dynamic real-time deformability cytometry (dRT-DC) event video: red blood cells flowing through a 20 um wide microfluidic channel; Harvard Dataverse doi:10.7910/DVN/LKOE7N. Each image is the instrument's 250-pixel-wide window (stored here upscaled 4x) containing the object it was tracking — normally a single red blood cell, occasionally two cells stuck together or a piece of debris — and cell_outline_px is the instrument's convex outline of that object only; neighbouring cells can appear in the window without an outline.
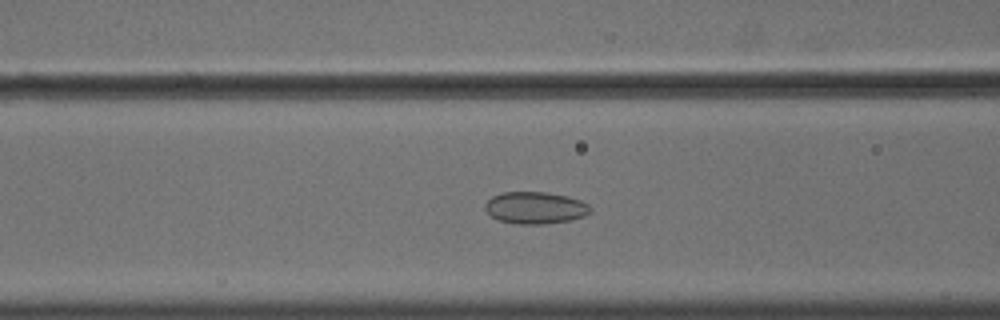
{"species": "common noctule bat (a hibernating species)", "species_latin": "Nyctalus noctula", "temperature_condition": "cold", "stored_images_in_passage": 56, "camera_frame_rate_fps": 3000, "um_per_image_px": 0.085, "animal": {"sex": "male", "body_mass_g": 18.8}, "frame": {"image": 1, "passage_image": 23, "time_ms": 7.333, "image_size_px": [1000, 320], "cell_outline_px": [[592, 212], [584, 216], [572, 220], [544, 224], [520, 224], [500, 220], [492, 216], [484, 208], [484, 204], [492, 196], [500, 192], [544, 192], [568, 196], [580, 200], [588, 204], [592, 208]], "centroid_in_image_um": [45.53, 17.66], "position_along_channel_um": 121.1, "area_um2": 19.71}}
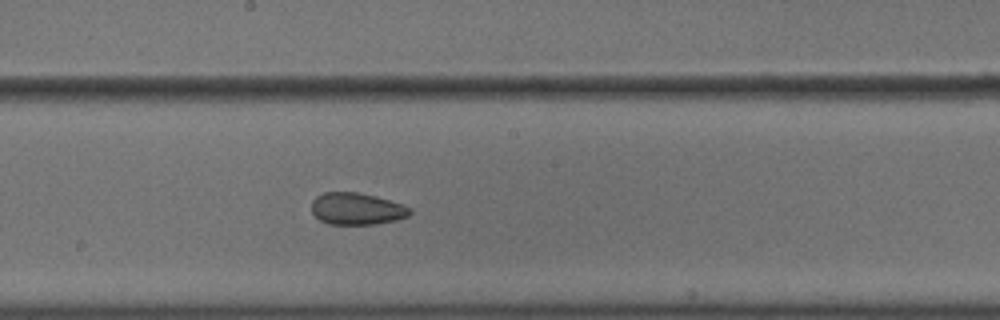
{"frame": {"image": 2, "passage_image": 31, "time_ms": 10.0, "image_size_px": [1000, 320], "cell_outline_px": [[412, 212], [408, 216], [396, 220], [372, 224], [328, 224], [320, 220], [312, 212], [312, 200], [316, 196], [324, 192], [360, 192], [376, 196], [412, 208]], "centroid_in_image_um": [30.31, 17.74], "position_along_channel_um": 217.9, "area_um2": 18.26}}
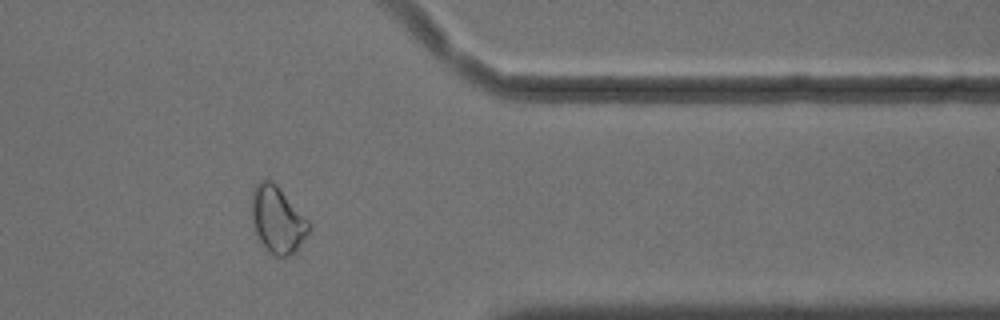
{"frame": {"image": 3, "passage_image": 46, "time_ms": 15.0, "image_size_px": [1000, 320], "cell_outline_px": [[312, 228], [296, 252], [288, 256], [276, 256], [260, 240], [256, 232], [252, 220], [252, 188], [260, 180], [268, 180], [276, 184], [312, 224]], "centroid_in_image_um": [23.62, 18.66], "position_along_channel_um": 387.8, "area_um2": 22.02}, "authors_computed_cell_mechanics": {"area_um2": 21.6172, "velocity_mm_per_s": 3.6185, "shape_relaxation_time_tau1_ms": null, "shape_relaxation_time_tau2_ms": 2.1486, "deformation_change_tau1": null, "deformation_change_tau2": 0.0646}}